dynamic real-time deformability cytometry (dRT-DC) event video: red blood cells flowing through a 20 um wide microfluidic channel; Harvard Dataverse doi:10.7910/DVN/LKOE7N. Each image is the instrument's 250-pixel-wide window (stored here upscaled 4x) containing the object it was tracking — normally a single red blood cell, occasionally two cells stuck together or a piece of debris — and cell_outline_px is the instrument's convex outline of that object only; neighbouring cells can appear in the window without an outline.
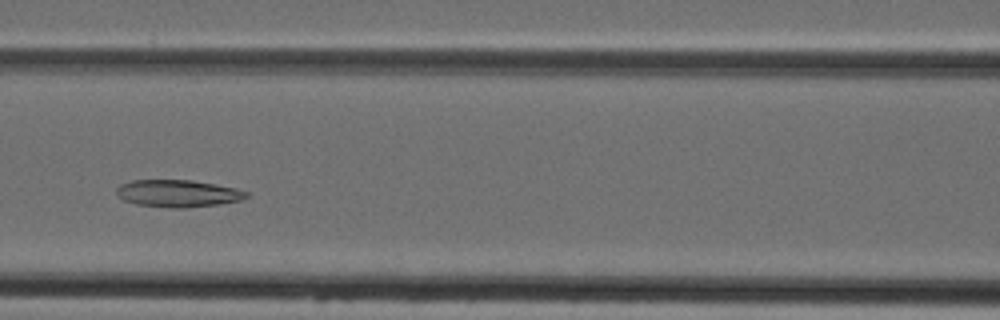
{"species": "Egyptian fruit bat (a non-hibernating species)", "species_latin": "Rousettus aegyptiacus", "temperature_condition": "cold", "stored_images_in_passage": 6, "camera_frame_rate_fps": 3000, "um_per_image_px": 0.085, "animal": {"sex": "female"}, "frame": {"image": 1, "passage_image": 5, "time_ms": 4.667, "image_size_px": [1000, 320], "cell_outline_px": [[248, 196], [240, 200], [220, 204], [184, 208], [172, 208], [136, 204], [124, 200], [116, 192], [116, 188], [120, 184], [132, 180], [192, 180], [216, 184], [236, 188], [248, 192]], "centroid_in_image_um": [15.13, 16.44], "position_along_channel_um": 151.5, "area_um2": 20.58}}
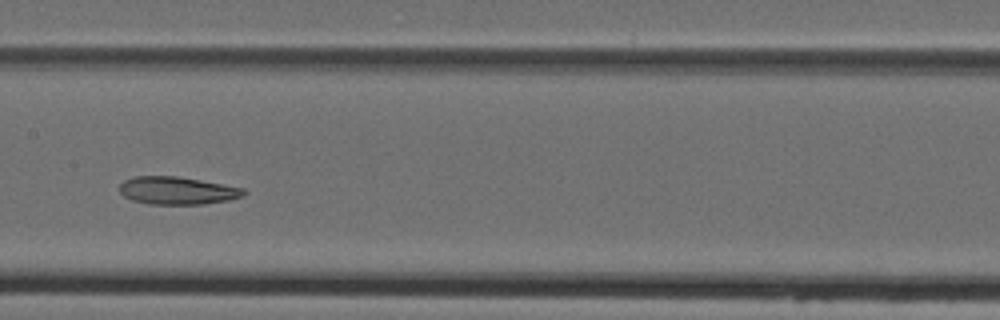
{"frame": {"image": 2, "passage_image": 6, "time_ms": 5.667, "image_size_px": [1000, 320], "cell_outline_px": [[248, 192], [244, 196], [228, 200], [204, 204], [148, 204], [132, 200], [124, 196], [120, 192], [120, 184], [124, 180], [132, 176], [176, 176], [200, 180], [244, 188]], "centroid_in_image_um": [15.07, 16.2], "position_along_channel_um": 192.3, "area_um2": 20.11}}